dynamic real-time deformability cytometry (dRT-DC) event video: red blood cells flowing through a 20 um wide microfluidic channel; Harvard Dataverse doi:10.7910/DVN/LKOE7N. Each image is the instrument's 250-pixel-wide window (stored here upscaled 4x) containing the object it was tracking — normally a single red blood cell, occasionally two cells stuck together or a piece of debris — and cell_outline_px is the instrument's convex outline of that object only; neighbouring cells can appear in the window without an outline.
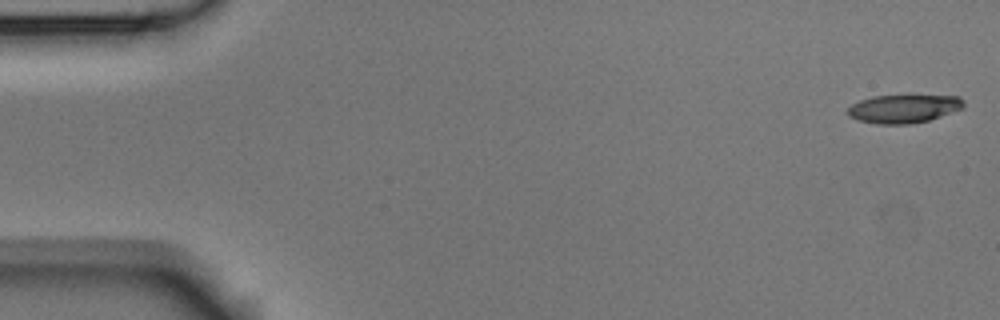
{"species": "Egyptian fruit bat (a non-hibernating species)", "species_latin": "Rousettus aegyptiacus", "temperature_condition": "room temperature", "stored_images_in_passage": 4, "camera_frame_rate_fps": 3000, "um_per_image_px": 0.085, "animal": {"sex": "male"}, "frame": {"image": 1, "passage_image": 1, "time_ms": 0.0, "image_size_px": [1000, 320], "cell_outline_px": [[964, 108], [928, 120], [908, 124], [876, 124], [860, 120], [848, 116], [848, 108], [852, 104], [860, 100], [872, 96], [960, 96], [964, 100]], "centroid_in_image_um": [76.82, 9.24], "position_along_channel_um": 8.2, "area_um2": 18.96}}
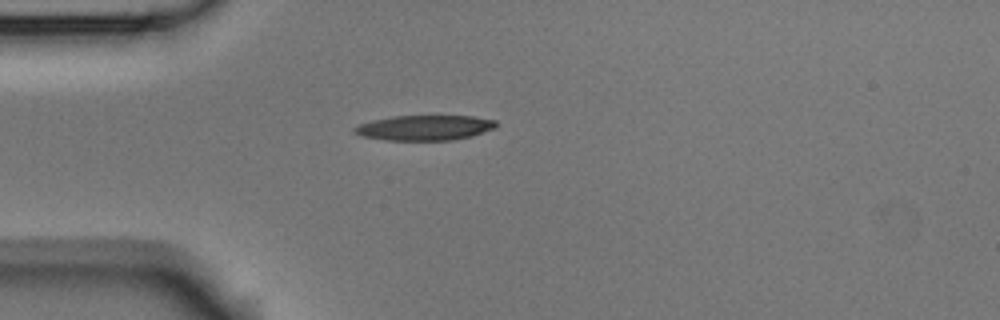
{"frame": {"image": 2, "passage_image": 4, "time_ms": 1.0, "image_size_px": [1000, 320], "cell_outline_px": [[496, 128], [472, 136], [452, 140], [384, 140], [360, 136], [352, 132], [352, 128], [360, 124], [372, 120], [392, 116], [472, 116], [496, 120]], "centroid_in_image_um": [36.06, 10.86], "position_along_channel_um": 48.9, "area_um2": 20.87}}